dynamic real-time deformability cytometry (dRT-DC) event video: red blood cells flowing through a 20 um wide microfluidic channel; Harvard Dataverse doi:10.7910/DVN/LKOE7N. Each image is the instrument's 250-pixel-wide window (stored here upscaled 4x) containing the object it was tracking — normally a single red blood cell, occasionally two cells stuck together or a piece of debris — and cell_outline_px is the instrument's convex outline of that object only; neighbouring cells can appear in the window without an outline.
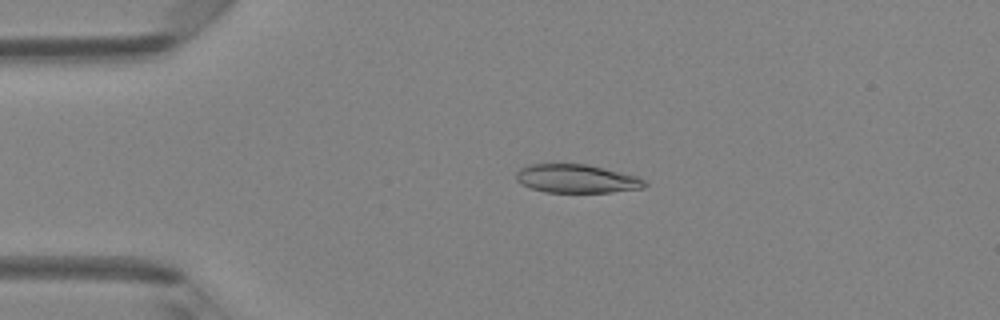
{"species": "Egyptian fruit bat (a non-hibernating species)", "species_latin": "Rousettus aegyptiacus", "temperature_condition": "room temperature", "stored_images_in_passage": 49, "camera_frame_rate_fps": 3000, "um_per_image_px": 0.085, "animal": {"sex": "female"}, "frame": {"image": 1, "passage_image": 11, "time_ms": 3.333, "image_size_px": [1000, 320], "cell_outline_px": [[648, 184], [644, 188], [612, 192], [544, 192], [520, 184], [516, 180], [516, 172], [520, 168], [528, 164], [588, 164], [636, 176], [644, 180]], "centroid_in_image_um": [48.99, 15.19], "position_along_channel_um": 36.0, "area_um2": 21.39}}
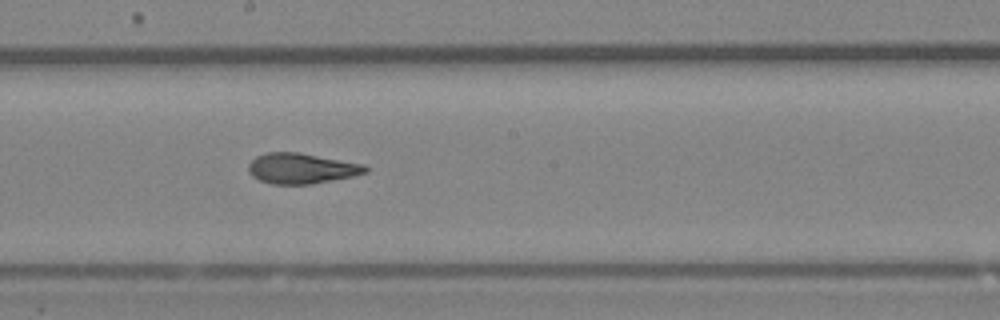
{"frame": {"image": 2, "passage_image": 27, "time_ms": 8.667, "image_size_px": [1000, 320], "cell_outline_px": [[368, 172], [352, 176], [312, 184], [272, 184], [260, 180], [252, 176], [248, 172], [248, 164], [256, 156], [268, 152], [296, 152], [364, 164], [368, 168]], "centroid_in_image_um": [25.6, 14.32], "position_along_channel_um": 222.6, "area_um2": 20.63}}
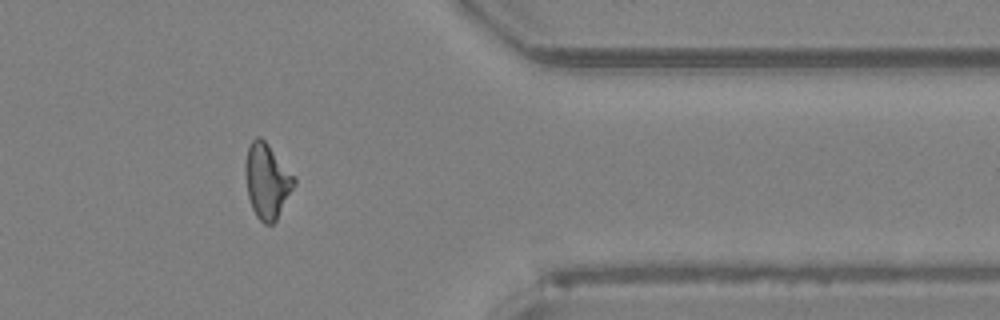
{"frame": {"image": 3, "passage_image": 40, "time_ms": 13.0, "image_size_px": [1000, 320], "cell_outline_px": [[296, 184], [276, 220], [272, 224], [264, 224], [256, 216], [252, 208], [248, 196], [244, 168], [244, 164], [248, 148], [252, 140], [256, 136], [260, 136], [268, 144], [296, 176]], "centroid_in_image_um": [22.7, 15.37], "position_along_channel_um": 388.7, "area_um2": 21.44}, "authors_computed_cell_mechanics": {"area_um2": 21.386, "velocity_mm_per_s": 4.2129, "shape_relaxation_time_tau1_ms": 5.6574, "shape_relaxation_time_tau2_ms": 1.6506, "deformation_change_tau1": 0.1891, "deformation_change_tau2": 0.0899}}